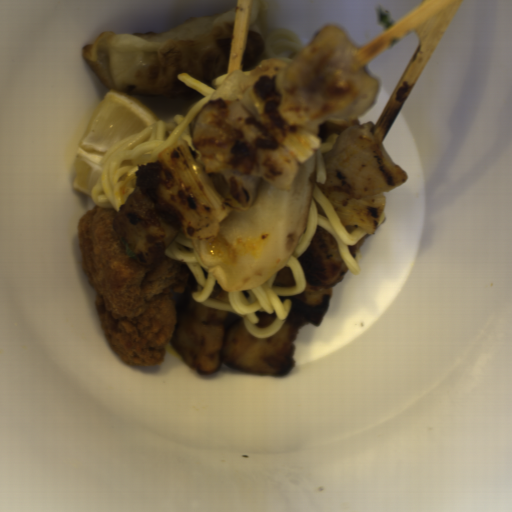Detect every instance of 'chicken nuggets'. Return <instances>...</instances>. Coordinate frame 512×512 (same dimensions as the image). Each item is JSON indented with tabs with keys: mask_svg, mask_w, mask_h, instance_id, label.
<instances>
[{
	"mask_svg": "<svg viewBox=\"0 0 512 512\" xmlns=\"http://www.w3.org/2000/svg\"><path fill=\"white\" fill-rule=\"evenodd\" d=\"M357 47L334 25L325 26L281 71L275 88L288 124L319 135L323 122H348L375 103L380 84L361 68L353 73Z\"/></svg>",
	"mask_w": 512,
	"mask_h": 512,
	"instance_id": "90cb4de2",
	"label": "chicken nuggets"
},
{
	"mask_svg": "<svg viewBox=\"0 0 512 512\" xmlns=\"http://www.w3.org/2000/svg\"><path fill=\"white\" fill-rule=\"evenodd\" d=\"M199 283L190 275L176 311L177 322L169 341L183 362L200 374L231 369L269 377H284L296 364L294 343L301 327L311 324L291 310L284 324L270 338L251 336L241 318L227 329L229 313L197 303L193 292Z\"/></svg>",
	"mask_w": 512,
	"mask_h": 512,
	"instance_id": "f4ed5422",
	"label": "chicken nuggets"
},
{
	"mask_svg": "<svg viewBox=\"0 0 512 512\" xmlns=\"http://www.w3.org/2000/svg\"><path fill=\"white\" fill-rule=\"evenodd\" d=\"M192 144L206 174L261 178L281 191L298 175L297 157L239 100L207 101L196 119Z\"/></svg>",
	"mask_w": 512,
	"mask_h": 512,
	"instance_id": "cc037f56",
	"label": "chicken nuggets"
},
{
	"mask_svg": "<svg viewBox=\"0 0 512 512\" xmlns=\"http://www.w3.org/2000/svg\"><path fill=\"white\" fill-rule=\"evenodd\" d=\"M374 125L371 121L354 125L336 137L333 148L323 154L326 181L318 187L359 199L406 183V171L394 163L375 137Z\"/></svg>",
	"mask_w": 512,
	"mask_h": 512,
	"instance_id": "bb5aeace",
	"label": "chicken nuggets"
},
{
	"mask_svg": "<svg viewBox=\"0 0 512 512\" xmlns=\"http://www.w3.org/2000/svg\"><path fill=\"white\" fill-rule=\"evenodd\" d=\"M112 225L141 266L152 264L178 236L173 225L162 217L156 204L139 186L120 205Z\"/></svg>",
	"mask_w": 512,
	"mask_h": 512,
	"instance_id": "2cc3b61b",
	"label": "chicken nuggets"
},
{
	"mask_svg": "<svg viewBox=\"0 0 512 512\" xmlns=\"http://www.w3.org/2000/svg\"><path fill=\"white\" fill-rule=\"evenodd\" d=\"M305 276V292L331 289L349 272L336 239L317 224L308 249L298 258Z\"/></svg>",
	"mask_w": 512,
	"mask_h": 512,
	"instance_id": "73b27043",
	"label": "chicken nuggets"
},
{
	"mask_svg": "<svg viewBox=\"0 0 512 512\" xmlns=\"http://www.w3.org/2000/svg\"><path fill=\"white\" fill-rule=\"evenodd\" d=\"M255 315L258 319L256 326L261 329L268 327L276 319V315L272 312L255 311Z\"/></svg>",
	"mask_w": 512,
	"mask_h": 512,
	"instance_id": "7819a8a1",
	"label": "chicken nuggets"
}]
</instances>
